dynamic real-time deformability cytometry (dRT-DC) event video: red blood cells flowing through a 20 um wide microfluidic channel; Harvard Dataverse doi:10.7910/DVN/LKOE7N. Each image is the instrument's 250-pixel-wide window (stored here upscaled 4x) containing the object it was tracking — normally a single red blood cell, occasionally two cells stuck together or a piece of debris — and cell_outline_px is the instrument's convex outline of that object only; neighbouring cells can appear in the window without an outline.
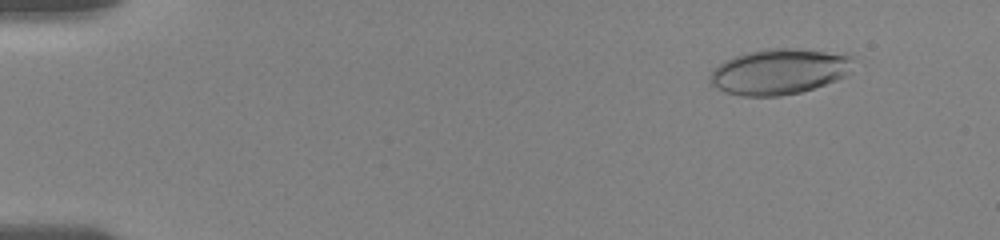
{"species": "human", "species_latin": "Homo sapiens", "temperature_condition": "room temperature", "stored_images_in_passage": 40, "camera_frame_rate_fps": 3000, "um_per_image_px": 0.085, "donor": {"sex": "female"}, "frame": {"image": 1, "passage_image": 5, "time_ms": 1.333, "image_size_px": [1000, 240], "cell_outline_px": [[848, 72], [844, 76], [836, 80], [800, 92], [780, 96], [740, 96], [724, 92], [716, 88], [708, 80], [708, 76], [724, 60], [748, 52], [768, 48], [800, 48], [848, 52]], "centroid_in_image_um": [66.19, 6.07], "position_along_channel_um": 18.8, "area_um2": 38.03}}
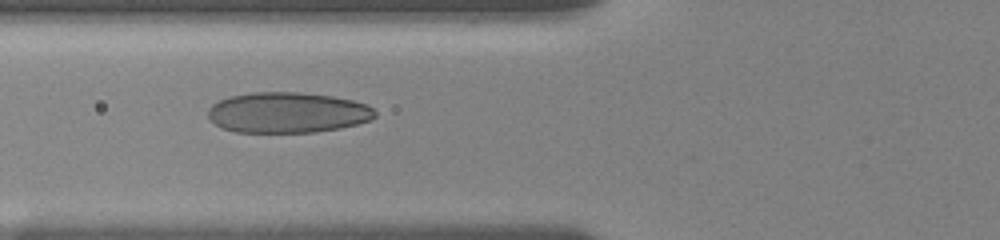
{"frame": {"image": 2, "passage_image": 28, "time_ms": 6.667, "image_size_px": [1000, 240], "cell_outline_px": [[376, 116], [368, 120], [356, 124], [340, 128], [316, 132], [236, 132], [220, 128], [208, 116], [208, 108], [212, 104], [220, 100], [232, 96], [252, 92], [300, 92], [332, 96], [352, 100], [364, 104], [372, 108], [376, 112]], "centroid_in_image_um": [24.42, 9.57], "position_along_channel_um": 101.4, "area_um2": 39.42}}
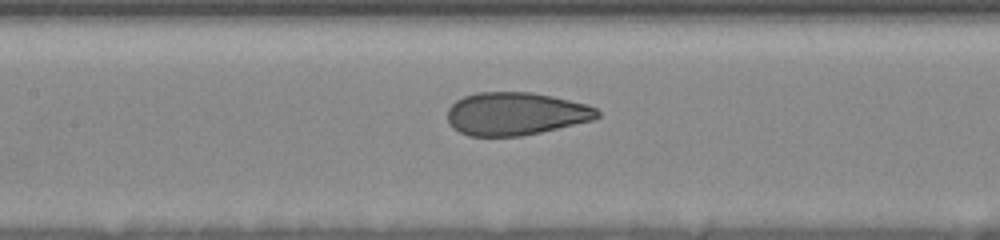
{"frame": {"image": 3, "passage_image": 37, "time_ms": 8.333, "image_size_px": [1000, 240], "cell_outline_px": [[600, 116], [592, 120], [540, 132], [520, 136], [468, 136], [452, 128], [448, 124], [448, 108], [456, 100], [464, 96], [476, 92], [532, 92], [552, 96], [588, 104], [596, 108], [600, 112]], "centroid_in_image_um": [43.81, 9.66], "position_along_channel_um": 163.6, "area_um2": 37.57}}